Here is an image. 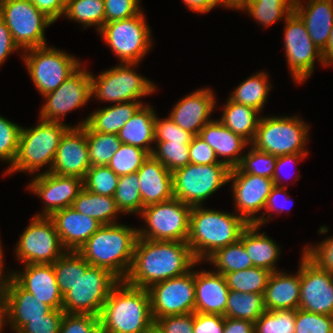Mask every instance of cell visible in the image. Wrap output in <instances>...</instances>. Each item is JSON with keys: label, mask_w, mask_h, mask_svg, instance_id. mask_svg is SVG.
Returning a JSON list of instances; mask_svg holds the SVG:
<instances>
[{"label": "cell", "mask_w": 333, "mask_h": 333, "mask_svg": "<svg viewBox=\"0 0 333 333\" xmlns=\"http://www.w3.org/2000/svg\"><path fill=\"white\" fill-rule=\"evenodd\" d=\"M197 263L187 242L138 238L130 270L123 281L148 289L155 283L186 274Z\"/></svg>", "instance_id": "1"}, {"label": "cell", "mask_w": 333, "mask_h": 333, "mask_svg": "<svg viewBox=\"0 0 333 333\" xmlns=\"http://www.w3.org/2000/svg\"><path fill=\"white\" fill-rule=\"evenodd\" d=\"M99 322L102 333H147L155 324L148 290L120 281L104 303Z\"/></svg>", "instance_id": "2"}, {"label": "cell", "mask_w": 333, "mask_h": 333, "mask_svg": "<svg viewBox=\"0 0 333 333\" xmlns=\"http://www.w3.org/2000/svg\"><path fill=\"white\" fill-rule=\"evenodd\" d=\"M117 224L102 225L77 252L91 266L104 268L123 281L132 264L138 229Z\"/></svg>", "instance_id": "3"}, {"label": "cell", "mask_w": 333, "mask_h": 333, "mask_svg": "<svg viewBox=\"0 0 333 333\" xmlns=\"http://www.w3.org/2000/svg\"><path fill=\"white\" fill-rule=\"evenodd\" d=\"M249 224L240 215L192 206L187 243L197 262L240 239Z\"/></svg>", "instance_id": "4"}, {"label": "cell", "mask_w": 333, "mask_h": 333, "mask_svg": "<svg viewBox=\"0 0 333 333\" xmlns=\"http://www.w3.org/2000/svg\"><path fill=\"white\" fill-rule=\"evenodd\" d=\"M40 122L34 128H21L18 154L7 173L27 170L34 173L47 163L51 171L60 140L70 126L61 122Z\"/></svg>", "instance_id": "5"}, {"label": "cell", "mask_w": 333, "mask_h": 333, "mask_svg": "<svg viewBox=\"0 0 333 333\" xmlns=\"http://www.w3.org/2000/svg\"><path fill=\"white\" fill-rule=\"evenodd\" d=\"M230 170L224 163H189L172 173L173 196L190 206H201L206 198L229 182Z\"/></svg>", "instance_id": "6"}, {"label": "cell", "mask_w": 333, "mask_h": 333, "mask_svg": "<svg viewBox=\"0 0 333 333\" xmlns=\"http://www.w3.org/2000/svg\"><path fill=\"white\" fill-rule=\"evenodd\" d=\"M307 125L296 117L260 118L253 145L275 156L307 154L304 145L308 138Z\"/></svg>", "instance_id": "7"}, {"label": "cell", "mask_w": 333, "mask_h": 333, "mask_svg": "<svg viewBox=\"0 0 333 333\" xmlns=\"http://www.w3.org/2000/svg\"><path fill=\"white\" fill-rule=\"evenodd\" d=\"M120 282L104 268L90 266L81 272L71 291L63 297L64 313L100 315L111 290Z\"/></svg>", "instance_id": "8"}, {"label": "cell", "mask_w": 333, "mask_h": 333, "mask_svg": "<svg viewBox=\"0 0 333 333\" xmlns=\"http://www.w3.org/2000/svg\"><path fill=\"white\" fill-rule=\"evenodd\" d=\"M191 209L175 197L143 208L141 215L149 230H138V238L187 242Z\"/></svg>", "instance_id": "9"}, {"label": "cell", "mask_w": 333, "mask_h": 333, "mask_svg": "<svg viewBox=\"0 0 333 333\" xmlns=\"http://www.w3.org/2000/svg\"><path fill=\"white\" fill-rule=\"evenodd\" d=\"M0 17L18 48L28 50L46 45L44 28L53 21L29 0H0Z\"/></svg>", "instance_id": "10"}, {"label": "cell", "mask_w": 333, "mask_h": 333, "mask_svg": "<svg viewBox=\"0 0 333 333\" xmlns=\"http://www.w3.org/2000/svg\"><path fill=\"white\" fill-rule=\"evenodd\" d=\"M99 32L122 63L137 64L152 46L151 32L142 12L105 23Z\"/></svg>", "instance_id": "11"}, {"label": "cell", "mask_w": 333, "mask_h": 333, "mask_svg": "<svg viewBox=\"0 0 333 333\" xmlns=\"http://www.w3.org/2000/svg\"><path fill=\"white\" fill-rule=\"evenodd\" d=\"M24 62L35 87L44 96L56 90L79 67L80 63L72 55L47 48V45L27 50Z\"/></svg>", "instance_id": "12"}, {"label": "cell", "mask_w": 333, "mask_h": 333, "mask_svg": "<svg viewBox=\"0 0 333 333\" xmlns=\"http://www.w3.org/2000/svg\"><path fill=\"white\" fill-rule=\"evenodd\" d=\"M137 64L123 65L104 71L98 77L90 73L91 95L99 100L115 104L137 101L136 99L151 94L156 87L153 83L137 74L131 67Z\"/></svg>", "instance_id": "13"}, {"label": "cell", "mask_w": 333, "mask_h": 333, "mask_svg": "<svg viewBox=\"0 0 333 333\" xmlns=\"http://www.w3.org/2000/svg\"><path fill=\"white\" fill-rule=\"evenodd\" d=\"M147 290L154 322L164 316L195 312L194 271L155 283Z\"/></svg>", "instance_id": "14"}, {"label": "cell", "mask_w": 333, "mask_h": 333, "mask_svg": "<svg viewBox=\"0 0 333 333\" xmlns=\"http://www.w3.org/2000/svg\"><path fill=\"white\" fill-rule=\"evenodd\" d=\"M62 248L53 221L47 216H35L20 237L16 256L25 265L53 264L65 253Z\"/></svg>", "instance_id": "15"}, {"label": "cell", "mask_w": 333, "mask_h": 333, "mask_svg": "<svg viewBox=\"0 0 333 333\" xmlns=\"http://www.w3.org/2000/svg\"><path fill=\"white\" fill-rule=\"evenodd\" d=\"M285 22V54L294 80L300 83L313 72L315 57L323 64L322 51L312 42L304 22L294 11L285 17Z\"/></svg>", "instance_id": "16"}, {"label": "cell", "mask_w": 333, "mask_h": 333, "mask_svg": "<svg viewBox=\"0 0 333 333\" xmlns=\"http://www.w3.org/2000/svg\"><path fill=\"white\" fill-rule=\"evenodd\" d=\"M302 257L299 309L333 316V273L320 268L305 253Z\"/></svg>", "instance_id": "17"}, {"label": "cell", "mask_w": 333, "mask_h": 333, "mask_svg": "<svg viewBox=\"0 0 333 333\" xmlns=\"http://www.w3.org/2000/svg\"><path fill=\"white\" fill-rule=\"evenodd\" d=\"M233 180V196L235 198L237 211L248 224L263 225L268 219L254 216L263 210L268 195L274 187L271 178H265L253 174L243 173L238 167L232 168L229 180ZM254 216V217H253Z\"/></svg>", "instance_id": "18"}, {"label": "cell", "mask_w": 333, "mask_h": 333, "mask_svg": "<svg viewBox=\"0 0 333 333\" xmlns=\"http://www.w3.org/2000/svg\"><path fill=\"white\" fill-rule=\"evenodd\" d=\"M46 103L41 109V120L61 122L67 112L85 105L91 98L90 72L80 67L56 90L44 95Z\"/></svg>", "instance_id": "19"}, {"label": "cell", "mask_w": 333, "mask_h": 333, "mask_svg": "<svg viewBox=\"0 0 333 333\" xmlns=\"http://www.w3.org/2000/svg\"><path fill=\"white\" fill-rule=\"evenodd\" d=\"M90 167L86 123L81 127H70L60 140L50 172L83 179Z\"/></svg>", "instance_id": "20"}, {"label": "cell", "mask_w": 333, "mask_h": 333, "mask_svg": "<svg viewBox=\"0 0 333 333\" xmlns=\"http://www.w3.org/2000/svg\"><path fill=\"white\" fill-rule=\"evenodd\" d=\"M29 187L46 203L43 214L36 216L49 217L57 210L72 206L83 188V179L60 176L46 171L35 176Z\"/></svg>", "instance_id": "21"}, {"label": "cell", "mask_w": 333, "mask_h": 333, "mask_svg": "<svg viewBox=\"0 0 333 333\" xmlns=\"http://www.w3.org/2000/svg\"><path fill=\"white\" fill-rule=\"evenodd\" d=\"M23 273L11 274L24 290L53 310H62L63 295L57 284L53 264H26Z\"/></svg>", "instance_id": "22"}, {"label": "cell", "mask_w": 333, "mask_h": 333, "mask_svg": "<svg viewBox=\"0 0 333 333\" xmlns=\"http://www.w3.org/2000/svg\"><path fill=\"white\" fill-rule=\"evenodd\" d=\"M49 218L53 221L66 251H78L102 226L95 219L76 211L72 206L55 211Z\"/></svg>", "instance_id": "23"}, {"label": "cell", "mask_w": 333, "mask_h": 333, "mask_svg": "<svg viewBox=\"0 0 333 333\" xmlns=\"http://www.w3.org/2000/svg\"><path fill=\"white\" fill-rule=\"evenodd\" d=\"M215 104V97L210 89H200L184 97L173 108L169 118L183 130L198 136L208 120Z\"/></svg>", "instance_id": "24"}, {"label": "cell", "mask_w": 333, "mask_h": 333, "mask_svg": "<svg viewBox=\"0 0 333 333\" xmlns=\"http://www.w3.org/2000/svg\"><path fill=\"white\" fill-rule=\"evenodd\" d=\"M143 208L173 198V174L150 155L137 171Z\"/></svg>", "instance_id": "25"}, {"label": "cell", "mask_w": 333, "mask_h": 333, "mask_svg": "<svg viewBox=\"0 0 333 333\" xmlns=\"http://www.w3.org/2000/svg\"><path fill=\"white\" fill-rule=\"evenodd\" d=\"M195 312L225 317L229 287L218 272H194Z\"/></svg>", "instance_id": "26"}, {"label": "cell", "mask_w": 333, "mask_h": 333, "mask_svg": "<svg viewBox=\"0 0 333 333\" xmlns=\"http://www.w3.org/2000/svg\"><path fill=\"white\" fill-rule=\"evenodd\" d=\"M301 3L295 0L294 12L304 22L312 42L322 51L333 25V0H309L306 8Z\"/></svg>", "instance_id": "27"}, {"label": "cell", "mask_w": 333, "mask_h": 333, "mask_svg": "<svg viewBox=\"0 0 333 333\" xmlns=\"http://www.w3.org/2000/svg\"><path fill=\"white\" fill-rule=\"evenodd\" d=\"M7 314L9 323L19 332L30 320L44 319L52 308L23 288L13 279L7 288Z\"/></svg>", "instance_id": "28"}, {"label": "cell", "mask_w": 333, "mask_h": 333, "mask_svg": "<svg viewBox=\"0 0 333 333\" xmlns=\"http://www.w3.org/2000/svg\"><path fill=\"white\" fill-rule=\"evenodd\" d=\"M198 136L215 151L217 157H227L222 162L230 169L240 164L242 156L238 153L248 144L247 140L217 120L207 123Z\"/></svg>", "instance_id": "29"}, {"label": "cell", "mask_w": 333, "mask_h": 333, "mask_svg": "<svg viewBox=\"0 0 333 333\" xmlns=\"http://www.w3.org/2000/svg\"><path fill=\"white\" fill-rule=\"evenodd\" d=\"M300 268L297 276L272 272L263 294L266 310H297L300 301Z\"/></svg>", "instance_id": "30"}, {"label": "cell", "mask_w": 333, "mask_h": 333, "mask_svg": "<svg viewBox=\"0 0 333 333\" xmlns=\"http://www.w3.org/2000/svg\"><path fill=\"white\" fill-rule=\"evenodd\" d=\"M155 118L152 107L142 105L119 131L118 138L123 144L141 148L151 155L154 148L150 143L155 141Z\"/></svg>", "instance_id": "31"}, {"label": "cell", "mask_w": 333, "mask_h": 333, "mask_svg": "<svg viewBox=\"0 0 333 333\" xmlns=\"http://www.w3.org/2000/svg\"><path fill=\"white\" fill-rule=\"evenodd\" d=\"M142 105L141 101H130L104 107L92 113L76 127H81L86 123L93 131L118 134Z\"/></svg>", "instance_id": "32"}, {"label": "cell", "mask_w": 333, "mask_h": 333, "mask_svg": "<svg viewBox=\"0 0 333 333\" xmlns=\"http://www.w3.org/2000/svg\"><path fill=\"white\" fill-rule=\"evenodd\" d=\"M258 225L249 224L242 232L240 240L252 260L254 267H261L271 272L277 271L274 267L278 259L279 247L267 237L265 232L258 234Z\"/></svg>", "instance_id": "33"}, {"label": "cell", "mask_w": 333, "mask_h": 333, "mask_svg": "<svg viewBox=\"0 0 333 333\" xmlns=\"http://www.w3.org/2000/svg\"><path fill=\"white\" fill-rule=\"evenodd\" d=\"M76 211L90 216L101 225L116 224L113 219L119 213L114 197L92 193L85 188L79 192L72 204Z\"/></svg>", "instance_id": "34"}, {"label": "cell", "mask_w": 333, "mask_h": 333, "mask_svg": "<svg viewBox=\"0 0 333 333\" xmlns=\"http://www.w3.org/2000/svg\"><path fill=\"white\" fill-rule=\"evenodd\" d=\"M223 116L219 120L225 127L240 135L252 144L260 118L256 109L238 104L228 99Z\"/></svg>", "instance_id": "35"}, {"label": "cell", "mask_w": 333, "mask_h": 333, "mask_svg": "<svg viewBox=\"0 0 333 333\" xmlns=\"http://www.w3.org/2000/svg\"><path fill=\"white\" fill-rule=\"evenodd\" d=\"M265 311L263 294L229 290L225 317L255 323Z\"/></svg>", "instance_id": "36"}, {"label": "cell", "mask_w": 333, "mask_h": 333, "mask_svg": "<svg viewBox=\"0 0 333 333\" xmlns=\"http://www.w3.org/2000/svg\"><path fill=\"white\" fill-rule=\"evenodd\" d=\"M91 265L77 252L66 251L53 263L57 284L63 297L71 291L81 272Z\"/></svg>", "instance_id": "37"}, {"label": "cell", "mask_w": 333, "mask_h": 333, "mask_svg": "<svg viewBox=\"0 0 333 333\" xmlns=\"http://www.w3.org/2000/svg\"><path fill=\"white\" fill-rule=\"evenodd\" d=\"M267 77L266 73L259 72L248 78L235 88L229 99L235 103L250 106L257 111H261L266 102L268 91L271 88Z\"/></svg>", "instance_id": "38"}, {"label": "cell", "mask_w": 333, "mask_h": 333, "mask_svg": "<svg viewBox=\"0 0 333 333\" xmlns=\"http://www.w3.org/2000/svg\"><path fill=\"white\" fill-rule=\"evenodd\" d=\"M86 140L91 167L107 166L114 153L119 150L122 144L118 138V134L93 131L87 124Z\"/></svg>", "instance_id": "39"}, {"label": "cell", "mask_w": 333, "mask_h": 333, "mask_svg": "<svg viewBox=\"0 0 333 333\" xmlns=\"http://www.w3.org/2000/svg\"><path fill=\"white\" fill-rule=\"evenodd\" d=\"M206 260L214 264V266L218 268L217 272L222 275L232 271H241L253 267L252 260L247 254L240 239L230 245L218 249Z\"/></svg>", "instance_id": "40"}, {"label": "cell", "mask_w": 333, "mask_h": 333, "mask_svg": "<svg viewBox=\"0 0 333 333\" xmlns=\"http://www.w3.org/2000/svg\"><path fill=\"white\" fill-rule=\"evenodd\" d=\"M271 271L261 267H251L224 274L229 290L243 293L264 294Z\"/></svg>", "instance_id": "41"}, {"label": "cell", "mask_w": 333, "mask_h": 333, "mask_svg": "<svg viewBox=\"0 0 333 333\" xmlns=\"http://www.w3.org/2000/svg\"><path fill=\"white\" fill-rule=\"evenodd\" d=\"M64 15L86 27L97 25L100 31L105 24L104 0H67Z\"/></svg>", "instance_id": "42"}, {"label": "cell", "mask_w": 333, "mask_h": 333, "mask_svg": "<svg viewBox=\"0 0 333 333\" xmlns=\"http://www.w3.org/2000/svg\"><path fill=\"white\" fill-rule=\"evenodd\" d=\"M295 0H249L245 10L262 25H271L294 11Z\"/></svg>", "instance_id": "43"}, {"label": "cell", "mask_w": 333, "mask_h": 333, "mask_svg": "<svg viewBox=\"0 0 333 333\" xmlns=\"http://www.w3.org/2000/svg\"><path fill=\"white\" fill-rule=\"evenodd\" d=\"M139 185L137 172L119 177L114 200L120 212L141 214L143 205Z\"/></svg>", "instance_id": "44"}, {"label": "cell", "mask_w": 333, "mask_h": 333, "mask_svg": "<svg viewBox=\"0 0 333 333\" xmlns=\"http://www.w3.org/2000/svg\"><path fill=\"white\" fill-rule=\"evenodd\" d=\"M157 149L152 156L160 161L170 172L190 163L189 145L191 141L156 142Z\"/></svg>", "instance_id": "45"}, {"label": "cell", "mask_w": 333, "mask_h": 333, "mask_svg": "<svg viewBox=\"0 0 333 333\" xmlns=\"http://www.w3.org/2000/svg\"><path fill=\"white\" fill-rule=\"evenodd\" d=\"M149 156L141 148L122 143L107 166L119 177L125 176L136 173Z\"/></svg>", "instance_id": "46"}, {"label": "cell", "mask_w": 333, "mask_h": 333, "mask_svg": "<svg viewBox=\"0 0 333 333\" xmlns=\"http://www.w3.org/2000/svg\"><path fill=\"white\" fill-rule=\"evenodd\" d=\"M296 310H266L254 323V333H294Z\"/></svg>", "instance_id": "47"}, {"label": "cell", "mask_w": 333, "mask_h": 333, "mask_svg": "<svg viewBox=\"0 0 333 333\" xmlns=\"http://www.w3.org/2000/svg\"><path fill=\"white\" fill-rule=\"evenodd\" d=\"M119 176L108 166L90 167L83 178V188L103 196L114 197Z\"/></svg>", "instance_id": "48"}, {"label": "cell", "mask_w": 333, "mask_h": 333, "mask_svg": "<svg viewBox=\"0 0 333 333\" xmlns=\"http://www.w3.org/2000/svg\"><path fill=\"white\" fill-rule=\"evenodd\" d=\"M276 158L277 156L260 151L252 146L250 152L242 156L241 162L237 167L243 173L272 179L275 171Z\"/></svg>", "instance_id": "49"}, {"label": "cell", "mask_w": 333, "mask_h": 333, "mask_svg": "<svg viewBox=\"0 0 333 333\" xmlns=\"http://www.w3.org/2000/svg\"><path fill=\"white\" fill-rule=\"evenodd\" d=\"M21 126L0 116V159L10 162L11 169L19 148Z\"/></svg>", "instance_id": "50"}, {"label": "cell", "mask_w": 333, "mask_h": 333, "mask_svg": "<svg viewBox=\"0 0 333 333\" xmlns=\"http://www.w3.org/2000/svg\"><path fill=\"white\" fill-rule=\"evenodd\" d=\"M294 333H333V316L297 309Z\"/></svg>", "instance_id": "51"}, {"label": "cell", "mask_w": 333, "mask_h": 333, "mask_svg": "<svg viewBox=\"0 0 333 333\" xmlns=\"http://www.w3.org/2000/svg\"><path fill=\"white\" fill-rule=\"evenodd\" d=\"M59 333H102V330L98 316L64 313Z\"/></svg>", "instance_id": "52"}, {"label": "cell", "mask_w": 333, "mask_h": 333, "mask_svg": "<svg viewBox=\"0 0 333 333\" xmlns=\"http://www.w3.org/2000/svg\"><path fill=\"white\" fill-rule=\"evenodd\" d=\"M194 135L179 127L172 119L155 118V142L192 141Z\"/></svg>", "instance_id": "53"}, {"label": "cell", "mask_w": 333, "mask_h": 333, "mask_svg": "<svg viewBox=\"0 0 333 333\" xmlns=\"http://www.w3.org/2000/svg\"><path fill=\"white\" fill-rule=\"evenodd\" d=\"M139 0H104L105 23L131 18L141 12Z\"/></svg>", "instance_id": "54"}, {"label": "cell", "mask_w": 333, "mask_h": 333, "mask_svg": "<svg viewBox=\"0 0 333 333\" xmlns=\"http://www.w3.org/2000/svg\"><path fill=\"white\" fill-rule=\"evenodd\" d=\"M64 312L51 310L44 319L30 320L19 332L20 333H59Z\"/></svg>", "instance_id": "55"}, {"label": "cell", "mask_w": 333, "mask_h": 333, "mask_svg": "<svg viewBox=\"0 0 333 333\" xmlns=\"http://www.w3.org/2000/svg\"><path fill=\"white\" fill-rule=\"evenodd\" d=\"M154 325L163 333H194L193 313L164 316L157 319Z\"/></svg>", "instance_id": "56"}, {"label": "cell", "mask_w": 333, "mask_h": 333, "mask_svg": "<svg viewBox=\"0 0 333 333\" xmlns=\"http://www.w3.org/2000/svg\"><path fill=\"white\" fill-rule=\"evenodd\" d=\"M190 163L197 165H209L223 163L217 160L215 151L199 136H194L190 145Z\"/></svg>", "instance_id": "57"}, {"label": "cell", "mask_w": 333, "mask_h": 333, "mask_svg": "<svg viewBox=\"0 0 333 333\" xmlns=\"http://www.w3.org/2000/svg\"><path fill=\"white\" fill-rule=\"evenodd\" d=\"M303 252L320 268L333 273V237L326 239L319 246L304 248Z\"/></svg>", "instance_id": "58"}, {"label": "cell", "mask_w": 333, "mask_h": 333, "mask_svg": "<svg viewBox=\"0 0 333 333\" xmlns=\"http://www.w3.org/2000/svg\"><path fill=\"white\" fill-rule=\"evenodd\" d=\"M193 331L194 333H223L224 316L194 312Z\"/></svg>", "instance_id": "59"}, {"label": "cell", "mask_w": 333, "mask_h": 333, "mask_svg": "<svg viewBox=\"0 0 333 333\" xmlns=\"http://www.w3.org/2000/svg\"><path fill=\"white\" fill-rule=\"evenodd\" d=\"M40 12L55 22L66 9L67 0H29Z\"/></svg>", "instance_id": "60"}, {"label": "cell", "mask_w": 333, "mask_h": 333, "mask_svg": "<svg viewBox=\"0 0 333 333\" xmlns=\"http://www.w3.org/2000/svg\"><path fill=\"white\" fill-rule=\"evenodd\" d=\"M17 49L18 46L15 44L9 28L0 17V65L12 51Z\"/></svg>", "instance_id": "61"}, {"label": "cell", "mask_w": 333, "mask_h": 333, "mask_svg": "<svg viewBox=\"0 0 333 333\" xmlns=\"http://www.w3.org/2000/svg\"><path fill=\"white\" fill-rule=\"evenodd\" d=\"M223 333H254V323L248 320L224 317Z\"/></svg>", "instance_id": "62"}, {"label": "cell", "mask_w": 333, "mask_h": 333, "mask_svg": "<svg viewBox=\"0 0 333 333\" xmlns=\"http://www.w3.org/2000/svg\"><path fill=\"white\" fill-rule=\"evenodd\" d=\"M306 155L307 154L294 153V154L277 156L276 164H275V171H274V175L272 177V180L274 182V186L280 187V185H279V183H280L279 169H281L282 166H284L285 164L287 165V163H291L292 161L300 160V158H302L303 156H306Z\"/></svg>", "instance_id": "63"}, {"label": "cell", "mask_w": 333, "mask_h": 333, "mask_svg": "<svg viewBox=\"0 0 333 333\" xmlns=\"http://www.w3.org/2000/svg\"><path fill=\"white\" fill-rule=\"evenodd\" d=\"M285 189L283 188V186L281 187H278V186H274L273 188H272V190H271V192H270V194L268 195V197H267V200H266V204H265V207H264V209H266L268 212L269 211H283L284 209H286V207H285V205H284V203H286L287 202V200H288V197L286 198V196H285V198H284V203L283 204H281L282 206L280 207H277V197L281 194L282 195V193H283V195H284V191ZM280 208V209H279Z\"/></svg>", "instance_id": "64"}, {"label": "cell", "mask_w": 333, "mask_h": 333, "mask_svg": "<svg viewBox=\"0 0 333 333\" xmlns=\"http://www.w3.org/2000/svg\"><path fill=\"white\" fill-rule=\"evenodd\" d=\"M184 3L189 7V9L198 12L206 13L210 11L217 4L219 5V0H183Z\"/></svg>", "instance_id": "65"}, {"label": "cell", "mask_w": 333, "mask_h": 333, "mask_svg": "<svg viewBox=\"0 0 333 333\" xmlns=\"http://www.w3.org/2000/svg\"><path fill=\"white\" fill-rule=\"evenodd\" d=\"M323 64L327 66L333 63V25L326 47L322 50Z\"/></svg>", "instance_id": "66"}, {"label": "cell", "mask_w": 333, "mask_h": 333, "mask_svg": "<svg viewBox=\"0 0 333 333\" xmlns=\"http://www.w3.org/2000/svg\"><path fill=\"white\" fill-rule=\"evenodd\" d=\"M7 293H0V331L7 317Z\"/></svg>", "instance_id": "67"}, {"label": "cell", "mask_w": 333, "mask_h": 333, "mask_svg": "<svg viewBox=\"0 0 333 333\" xmlns=\"http://www.w3.org/2000/svg\"><path fill=\"white\" fill-rule=\"evenodd\" d=\"M249 0H219V4H223L225 7L243 10Z\"/></svg>", "instance_id": "68"}, {"label": "cell", "mask_w": 333, "mask_h": 333, "mask_svg": "<svg viewBox=\"0 0 333 333\" xmlns=\"http://www.w3.org/2000/svg\"><path fill=\"white\" fill-rule=\"evenodd\" d=\"M2 248L0 244V293H7V288L10 283V280L12 279V276L6 277V279H2Z\"/></svg>", "instance_id": "69"}, {"label": "cell", "mask_w": 333, "mask_h": 333, "mask_svg": "<svg viewBox=\"0 0 333 333\" xmlns=\"http://www.w3.org/2000/svg\"><path fill=\"white\" fill-rule=\"evenodd\" d=\"M147 333H163L160 329H158L155 325L147 332Z\"/></svg>", "instance_id": "70"}]
</instances>
